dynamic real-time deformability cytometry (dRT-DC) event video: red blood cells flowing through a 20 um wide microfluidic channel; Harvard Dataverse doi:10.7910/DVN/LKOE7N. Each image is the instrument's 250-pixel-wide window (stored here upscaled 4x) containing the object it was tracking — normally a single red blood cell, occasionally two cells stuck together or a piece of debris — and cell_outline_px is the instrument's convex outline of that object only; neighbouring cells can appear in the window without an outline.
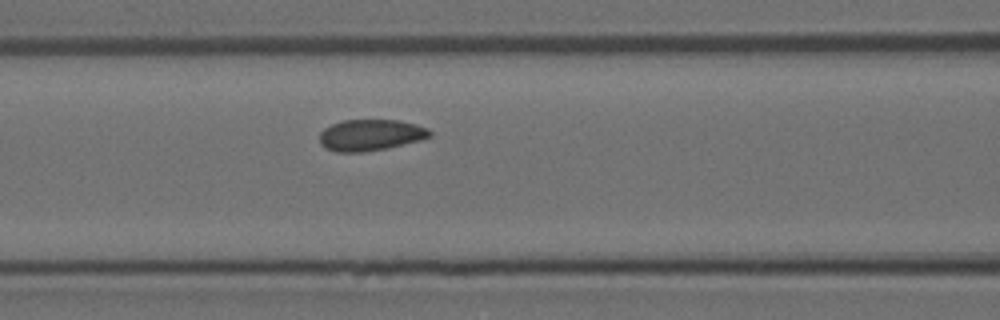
{"species": "Egyptian fruit bat (a non-hibernating species)", "species_latin": "Rousettus aegyptiacus", "temperature_condition": "room temperature", "stored_images_in_passage": 4, "camera_frame_rate_fps": 3000, "um_per_image_px": 0.085, "animal": {"sex": "female"}, "frame": {"image": 1, "passage_image": 4, "time_ms": 1.0, "image_size_px": [1000, 320], "cell_outline_px": [[432, 136], [420, 140], [384, 148], [364, 152], [336, 152], [320, 144], [320, 132], [324, 128], [332, 124], [344, 120], [400, 120], [416, 124], [428, 128], [432, 132]], "centroid_in_image_um": [31.51, 11.47], "position_along_channel_um": 135.1, "area_um2": 20.0}}